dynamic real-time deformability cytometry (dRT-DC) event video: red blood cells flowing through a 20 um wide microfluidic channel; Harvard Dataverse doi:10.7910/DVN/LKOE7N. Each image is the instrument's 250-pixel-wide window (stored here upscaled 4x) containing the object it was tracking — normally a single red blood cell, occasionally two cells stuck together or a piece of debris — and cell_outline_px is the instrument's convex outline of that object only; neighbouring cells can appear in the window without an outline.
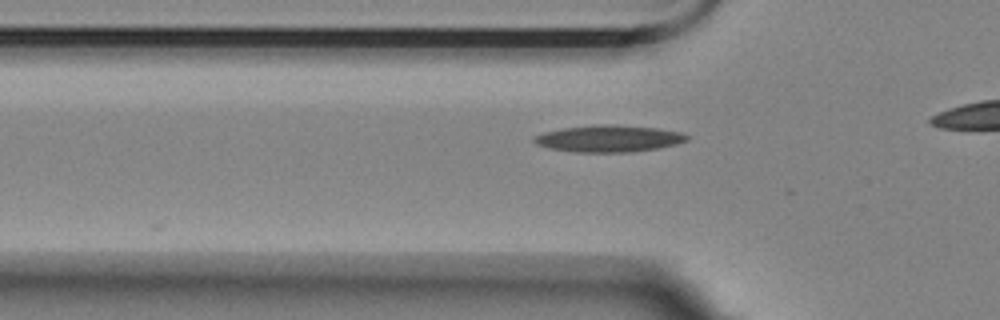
{"species": "Egyptian fruit bat (a non-hibernating species)", "species_latin": "Rousettus aegyptiacus", "temperature_condition": "room temperature", "stored_images_in_passage": 4, "camera_frame_rate_fps": 3000, "um_per_image_px": 0.085, "animal": {"sex": "female"}, "frame": {"image": 1, "passage_image": 2, "time_ms": 0.333, "image_size_px": [1000, 320], "cell_outline_px": [[688, 140], [676, 144], [656, 148], [632, 152], [572, 152], [548, 148], [536, 144], [532, 140], [532, 136], [544, 132], [564, 128], [596, 124], [608, 124], [656, 128], [680, 132], [688, 136]], "centroid_in_image_um": [51.69, 11.78], "position_along_channel_um": 74.1, "area_um2": 23.81}}